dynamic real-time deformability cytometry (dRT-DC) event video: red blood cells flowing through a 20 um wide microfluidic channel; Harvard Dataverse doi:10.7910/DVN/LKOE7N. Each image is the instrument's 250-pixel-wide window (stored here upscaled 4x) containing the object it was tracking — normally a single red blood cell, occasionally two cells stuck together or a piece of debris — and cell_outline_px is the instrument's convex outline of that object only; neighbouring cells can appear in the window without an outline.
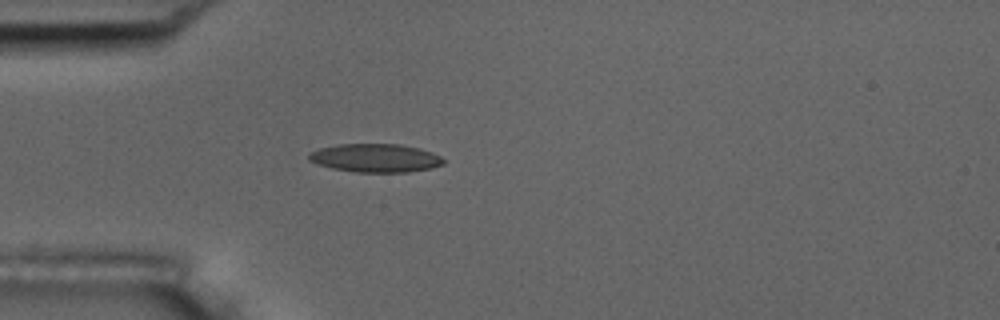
{"species": "common noctule bat (a hibernating species)", "species_latin": "Nyctalus noctula", "temperature_condition": "room temperature", "stored_images_in_passage": 41, "camera_frame_rate_fps": 3000, "um_per_image_px": 0.085, "animal": {"sex": "male", "body_mass_g": 17.5, "forearm_length_mm": 52.3}, "frame": {"image": 1, "passage_image": 1, "time_ms": 0.0, "image_size_px": [1000, 320], "cell_outline_px": [[444, 164], [432, 168], [408, 172], [356, 172], [332, 168], [308, 160], [308, 152], [320, 148], [340, 144], [400, 144], [420, 148], [432, 152], [440, 156], [444, 160]], "centroid_in_image_um": [31.93, 13.43], "position_along_channel_um": 53.1, "area_um2": 22.31}}
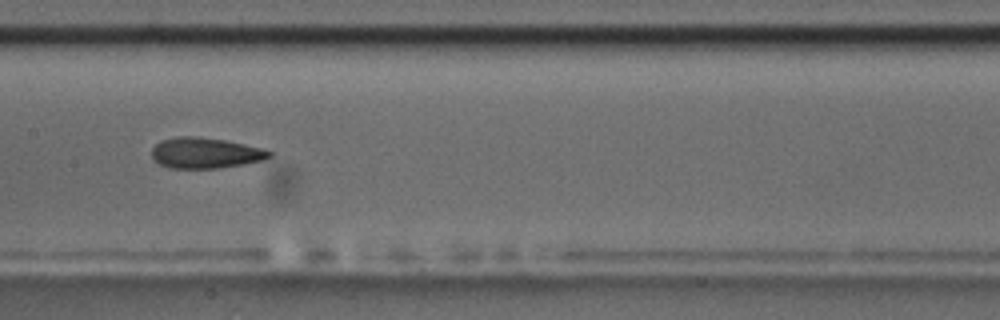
{"frame": {"image": 2, "passage_image": 13, "time_ms": 4.0, "image_size_px": [1000, 320], "cell_outline_px": [[272, 156], [264, 160], [244, 164], [220, 168], [168, 168], [152, 160], [152, 148], [160, 140], [176, 136], [196, 136], [224, 140], [264, 148], [272, 152]], "centroid_in_image_um": [17.44, 13.0], "position_along_channel_um": 190.0, "area_um2": 21.27}}
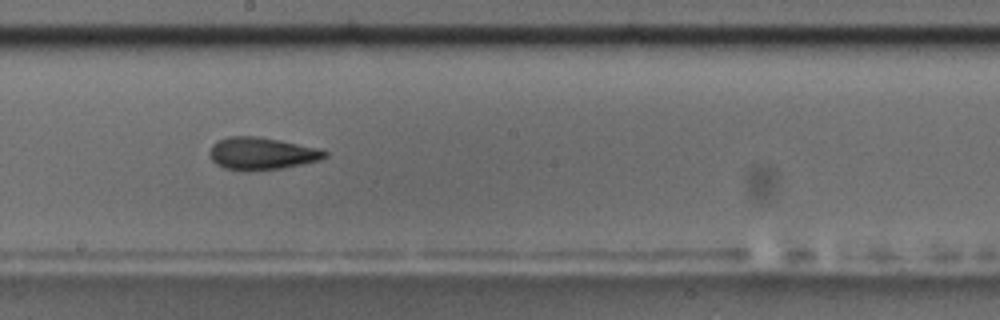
{"frame": {"image": 3, "passage_image": 16, "time_ms": 5.0, "image_size_px": [1000, 320], "cell_outline_px": [[328, 156], [320, 160], [280, 168], [224, 168], [216, 164], [212, 160], [212, 144], [216, 140], [228, 136], [252, 136], [280, 140], [316, 148], [328, 152]], "centroid_in_image_um": [22.26, 13.0], "position_along_channel_um": 225.9, "area_um2": 20.75}, "authors_computed_cell_mechanics": {"area_um2": 21.3282, "velocity_mm_per_s": 3.6183, "shape_relaxation_time_tau1_ms": 11.3086, "shape_relaxation_time_tau2_ms": 1.6169, "deformation_change_tau1": 0.2383, "deformation_change_tau2": 0.0854}}